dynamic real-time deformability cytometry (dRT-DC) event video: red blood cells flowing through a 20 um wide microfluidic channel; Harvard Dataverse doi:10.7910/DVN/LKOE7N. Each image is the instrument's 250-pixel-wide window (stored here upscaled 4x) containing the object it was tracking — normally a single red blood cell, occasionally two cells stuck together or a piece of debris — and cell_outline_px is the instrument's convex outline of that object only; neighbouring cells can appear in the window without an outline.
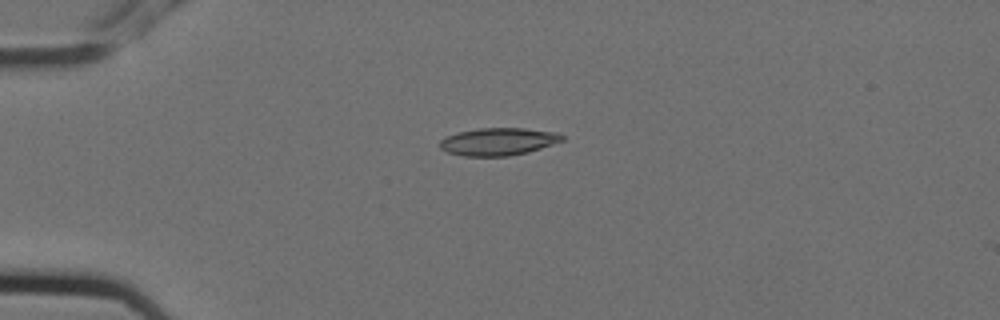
{"species": "Egyptian fruit bat (a non-hibernating species)", "species_latin": "Rousettus aegyptiacus", "temperature_condition": "cold", "stored_images_in_passage": 6, "camera_frame_rate_fps": 3000, "um_per_image_px": 0.085, "animal": {"sex": "female"}, "frame": {"image": 1, "passage_image": 4, "time_ms": 1.0, "image_size_px": [1000, 320], "cell_outline_px": [[564, 140], [528, 152], [508, 156], [464, 156], [448, 152], [440, 148], [440, 140], [448, 136], [460, 132], [480, 128], [524, 128], [556, 132], [564, 136]], "centroid_in_image_um": [42.37, 12.03], "position_along_channel_um": 42.6, "area_um2": 19.42}}
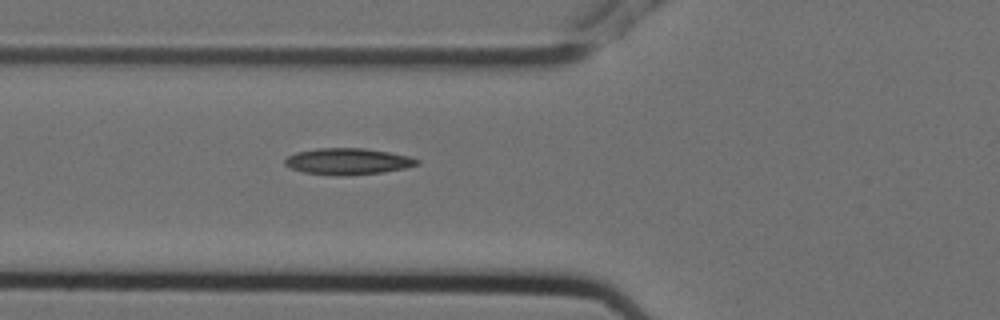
{"frame": {"image": 2, "passage_image": 6, "time_ms": 1.667, "image_size_px": [1000, 320], "cell_outline_px": [[420, 164], [404, 168], [384, 172], [336, 176], [332, 176], [304, 172], [292, 168], [284, 164], [284, 160], [288, 156], [296, 152], [316, 148], [364, 148], [388, 152], [408, 156], [420, 160]], "centroid_in_image_um": [29.55, 13.72], "position_along_channel_um": 96.2, "area_um2": 20.29}}